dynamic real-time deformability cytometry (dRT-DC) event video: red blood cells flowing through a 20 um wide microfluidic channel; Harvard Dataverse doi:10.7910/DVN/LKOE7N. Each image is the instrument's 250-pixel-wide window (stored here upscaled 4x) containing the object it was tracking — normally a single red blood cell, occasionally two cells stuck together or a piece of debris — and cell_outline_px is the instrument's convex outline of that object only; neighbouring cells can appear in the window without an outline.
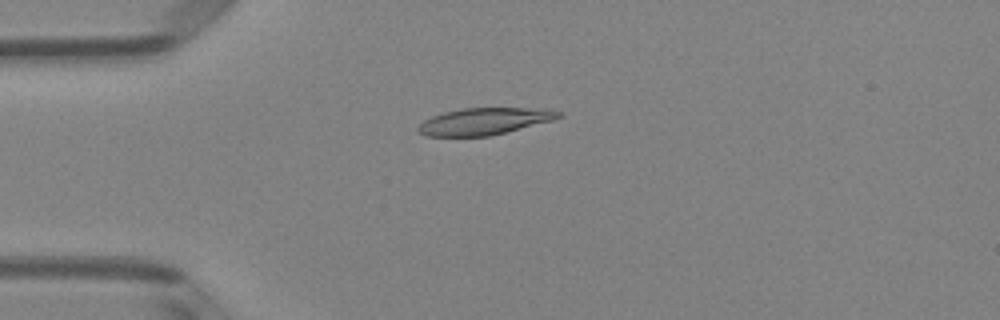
{"species": "Egyptian fruit bat (a non-hibernating species)", "species_latin": "Rousettus aegyptiacus", "temperature_condition": "room temperature", "stored_images_in_passage": 51, "camera_frame_rate_fps": 3000, "um_per_image_px": 0.085, "animal": {"sex": "female"}, "frame": {"image": 1, "passage_image": 13, "time_ms": 4.0, "image_size_px": [1000, 320], "cell_outline_px": [[564, 116], [552, 120], [488, 136], [428, 136], [420, 132], [416, 128], [424, 120], [432, 116], [444, 112], [464, 108], [552, 108], [564, 112]], "centroid_in_image_um": [41.23, 10.29], "position_along_channel_um": 43.8, "area_um2": 21.91}}
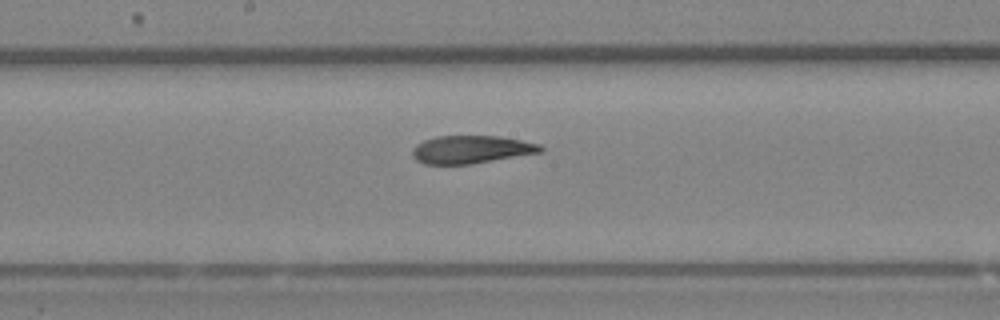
{"frame": {"image": 2, "passage_image": 27, "time_ms": 8.667, "image_size_px": [1000, 320], "cell_outline_px": [[544, 152], [472, 164], [424, 164], [416, 160], [412, 156], [412, 148], [416, 144], [424, 140], [436, 136], [500, 136], [540, 144], [544, 148]], "centroid_in_image_um": [40.06, 12.71], "position_along_channel_um": 208.1, "area_um2": 21.04}}
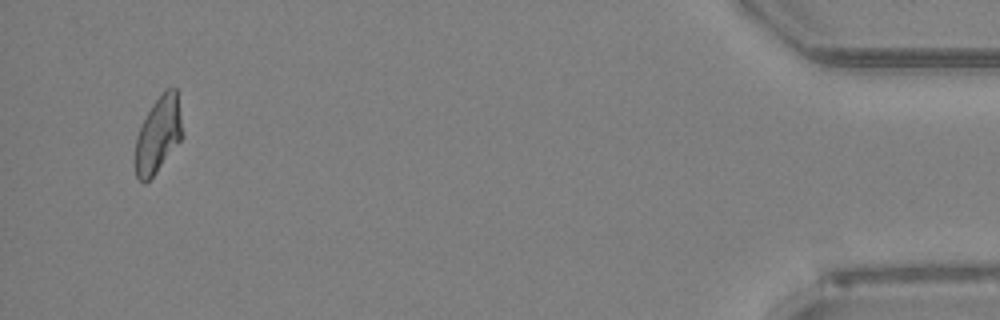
{"frame": {"image": 3, "passage_image": 49, "time_ms": 16.0, "image_size_px": [1000, 320], "cell_outline_px": [[184, 136], [152, 176], [144, 184], [136, 176], [136, 136], [152, 104], [164, 88], [176, 88]], "centroid_in_image_um": [13.47, 11.4], "position_along_channel_um": 421.7, "area_um2": 20.58}, "authors_computed_cell_mechanics": {"area_um2": 22.0218, "velocity_mm_per_s": 3.9761, "shape_relaxation_time_tau1_ms": null, "shape_relaxation_time_tau2_ms": 2.6249, "deformation_change_tau1": null, "deformation_change_tau2": 0.0877}}